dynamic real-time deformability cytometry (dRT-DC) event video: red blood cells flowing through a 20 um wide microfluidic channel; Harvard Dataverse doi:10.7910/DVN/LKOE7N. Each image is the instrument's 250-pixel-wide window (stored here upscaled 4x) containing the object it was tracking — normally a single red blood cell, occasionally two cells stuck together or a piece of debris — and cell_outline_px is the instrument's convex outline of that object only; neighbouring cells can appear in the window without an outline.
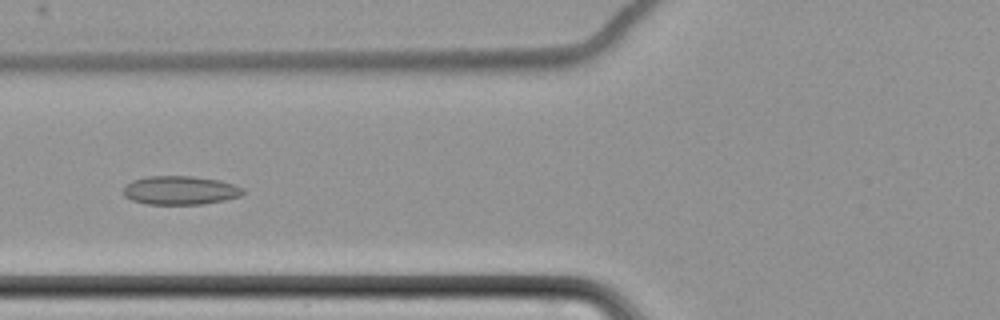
{"species": "common noctule bat (a hibernating species)", "species_latin": "Nyctalus noctula", "temperature_condition": "cold", "stored_images_in_passage": 8, "camera_frame_rate_fps": 3000, "um_per_image_px": 0.085, "animal": {"sex": "female", "body_mass_g": 22.7, "forearm_length_mm": 54.2}, "frame": {"image": 1, "passage_image": 8, "time_ms": 8.333, "image_size_px": [1000, 320], "cell_outline_px": [[244, 192], [240, 196], [224, 200], [204, 204], [148, 204], [132, 200], [124, 196], [124, 188], [132, 180], [148, 176], [192, 176], [220, 180], [244, 188]], "centroid_in_image_um": [15.33, 16.17], "position_along_channel_um": 110.5, "area_um2": 19.94}}